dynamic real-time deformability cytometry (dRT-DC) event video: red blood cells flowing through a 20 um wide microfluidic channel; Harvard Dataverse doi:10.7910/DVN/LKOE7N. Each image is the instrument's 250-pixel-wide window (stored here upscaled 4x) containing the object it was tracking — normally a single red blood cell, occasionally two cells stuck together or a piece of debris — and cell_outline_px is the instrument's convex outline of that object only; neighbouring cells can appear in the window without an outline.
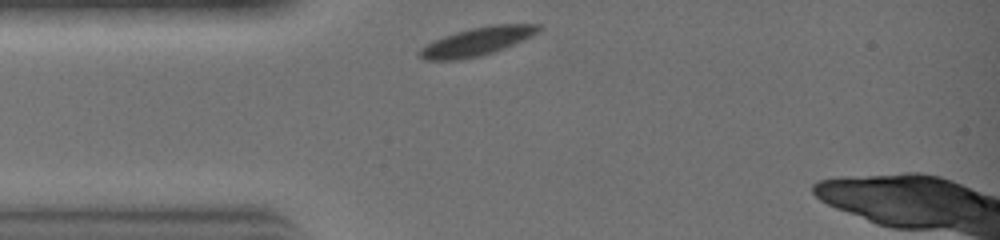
{"species": "common noctule bat (a hibernating species)", "species_latin": "Nyctalus noctula", "temperature_condition": "warm", "stored_images_in_passage": 20, "camera_frame_rate_fps": 3000, "um_per_image_px": 0.085, "animal": {"sex": "female", "body_mass_g": 19.0, "forearm_length_mm": 51.5}, "frame": {"image": 1, "passage_image": 1, "time_ms": 0.0, "image_size_px": [1000, 240], "cell_outline_px": [[544, 28], [540, 32], [524, 40], [496, 52], [480, 56], [460, 60], [424, 60], [416, 56], [416, 52], [420, 48], [432, 40], [456, 32], [472, 28], [492, 24], [540, 24]], "centroid_in_image_um": [40.55, 3.54], "position_along_channel_um": 44.5, "area_um2": 20.11}}
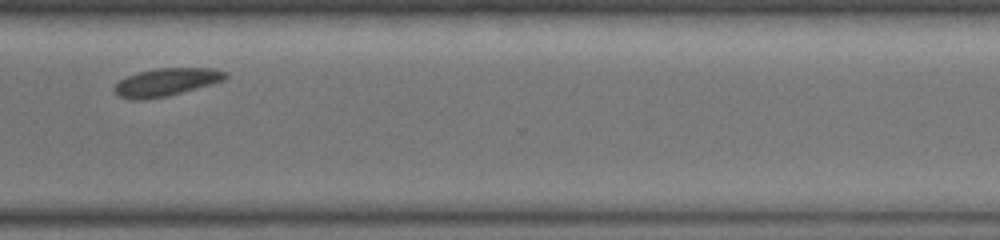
{"frame": {"image": 2, "passage_image": 17, "time_ms": 5.333, "image_size_px": [1000, 240], "cell_outline_px": [[228, 76], [224, 80], [212, 84], [168, 96], [144, 100], [132, 100], [120, 96], [112, 88], [120, 80], [136, 72], [156, 68], [212, 68], [228, 72]], "centroid_in_image_um": [14.14, 6.98], "position_along_channel_um": 356.5, "area_um2": 18.09}}
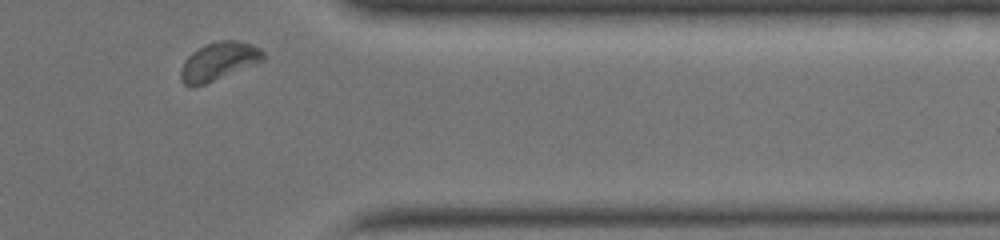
{"frame": {"image": 3, "passage_image": 19, "time_ms": 6.0, "image_size_px": [1000, 240], "cell_outline_px": [[264, 60], [204, 84], [192, 88], [188, 88], [180, 80], [180, 68], [184, 60], [192, 52], [204, 44], [220, 40], [240, 40], [252, 44], [260, 48], [264, 52]], "centroid_in_image_um": [18.54, 5.2], "position_along_channel_um": 392.9, "area_um2": 18.44}}